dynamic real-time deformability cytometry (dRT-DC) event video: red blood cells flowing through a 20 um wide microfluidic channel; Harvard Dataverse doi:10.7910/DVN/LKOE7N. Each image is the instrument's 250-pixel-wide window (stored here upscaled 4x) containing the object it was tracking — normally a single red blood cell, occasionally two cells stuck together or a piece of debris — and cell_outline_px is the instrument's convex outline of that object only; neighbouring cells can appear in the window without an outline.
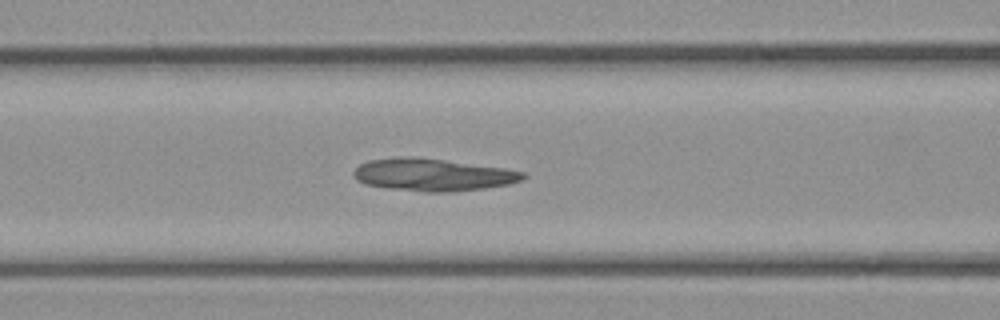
{"species": "common noctule bat (a hibernating species)", "species_latin": "Nyctalus noctula", "temperature_condition": "cold", "stored_images_in_passage": 54, "camera_frame_rate_fps": 3000, "um_per_image_px": 0.085, "animal": {"sex": "female", "body_mass_g": 21.9}, "frame": {"image": 1, "passage_image": 22, "time_ms": 7.0, "image_size_px": [1000, 320], "cell_outline_px": [[528, 176], [524, 180], [508, 184], [484, 188], [456, 192], [424, 192], [388, 188], [364, 184], [356, 180], [352, 176], [352, 172], [360, 164], [368, 160], [396, 156], [412, 156], [444, 160], [504, 168], [524, 172]], "centroid_in_image_um": [36.76, 14.85], "position_along_channel_um": 129.8, "area_um2": 32.31}}
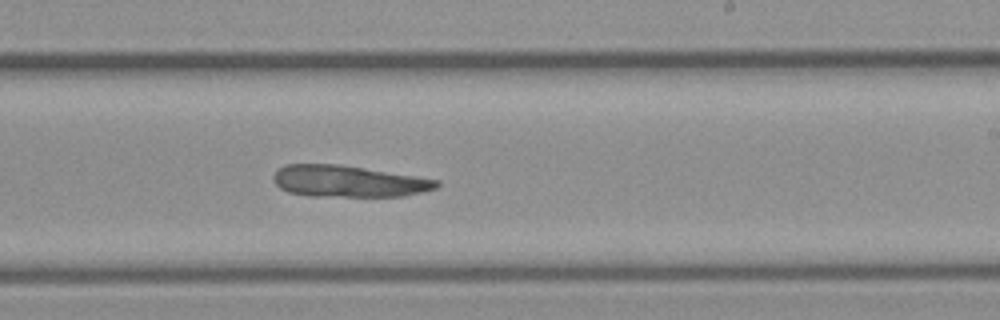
{"frame": {"image": 2, "passage_image": 32, "time_ms": 10.333, "image_size_px": [1000, 320], "cell_outline_px": [[440, 184], [436, 188], [404, 196], [308, 196], [288, 192], [280, 188], [272, 180], [272, 176], [284, 164], [336, 164], [440, 180]], "centroid_in_image_um": [29.56, 15.41], "position_along_channel_um": 259.4, "area_um2": 29.77}}
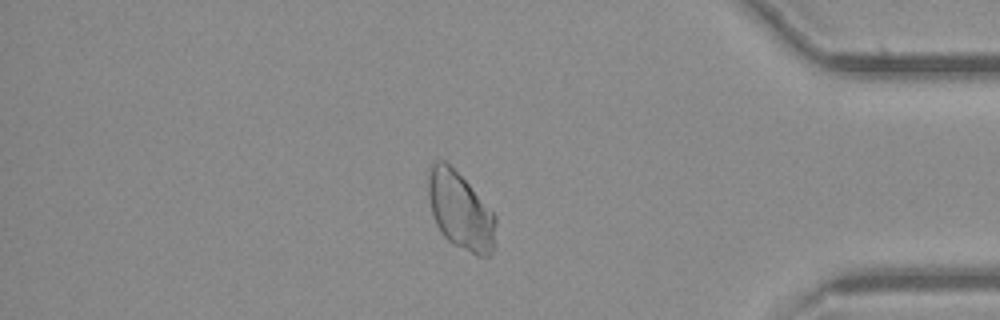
{"frame": {"image": 3, "passage_image": 45, "time_ms": 14.667, "image_size_px": [1000, 320], "cell_outline_px": [[496, 248], [488, 256], [476, 256], [448, 240], [440, 232], [432, 216], [428, 196], [428, 176], [432, 164], [436, 160], [444, 160], [468, 184], [496, 216]], "centroid_in_image_um": [39.14, 17.96], "position_along_channel_um": 396.1, "area_um2": 30.35}}